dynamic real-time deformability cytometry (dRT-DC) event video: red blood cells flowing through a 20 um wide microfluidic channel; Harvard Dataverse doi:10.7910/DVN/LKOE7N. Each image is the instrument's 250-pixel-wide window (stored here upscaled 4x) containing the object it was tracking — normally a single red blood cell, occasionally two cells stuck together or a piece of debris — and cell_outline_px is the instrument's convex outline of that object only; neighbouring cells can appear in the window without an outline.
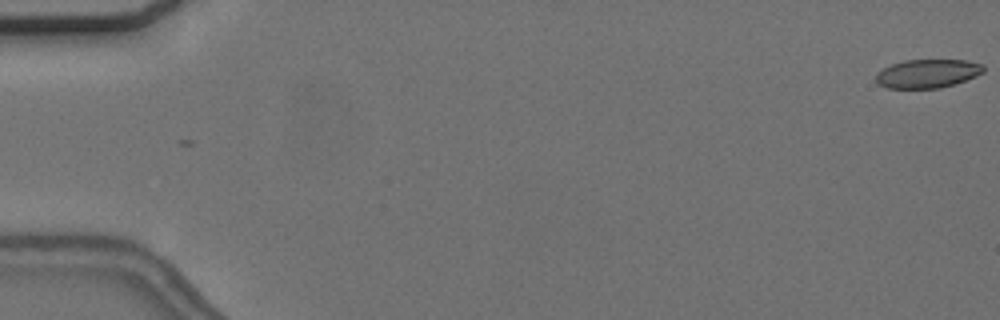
{"species": "common noctule bat (a hibernating species)", "species_latin": "Nyctalus noctula", "temperature_condition": "cold", "stored_images_in_passage": 53, "camera_frame_rate_fps": 3000, "um_per_image_px": 0.085, "animal": {"sex": "female", "body_mass_g": 24.6, "forearm_length_mm": 56.2}, "frame": {"image": 1, "passage_image": 1, "time_ms": 0.0, "image_size_px": [1000, 320], "cell_outline_px": [[984, 72], [976, 76], [940, 88], [888, 88], [880, 84], [876, 80], [876, 76], [884, 68], [892, 64], [904, 60], [964, 60], [984, 64]], "centroid_in_image_um": [78.87, 6.24], "position_along_channel_um": 6.1, "area_um2": 17.69}}
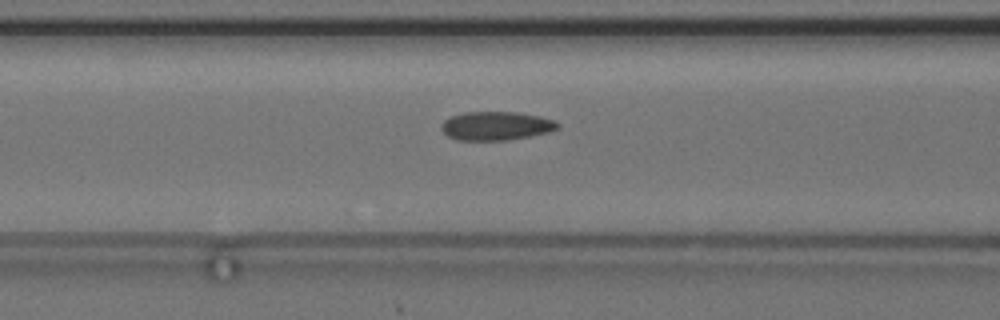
{"frame": {"image": 2, "passage_image": 24, "time_ms": 7.667, "image_size_px": [1000, 320], "cell_outline_px": [[560, 128], [548, 132], [508, 140], [456, 140], [448, 136], [440, 128], [440, 124], [444, 120], [452, 116], [464, 112], [516, 112], [540, 116], [552, 120], [560, 124]], "centroid_in_image_um": [42.15, 10.7], "position_along_channel_um": 124.5, "area_um2": 19.42}}
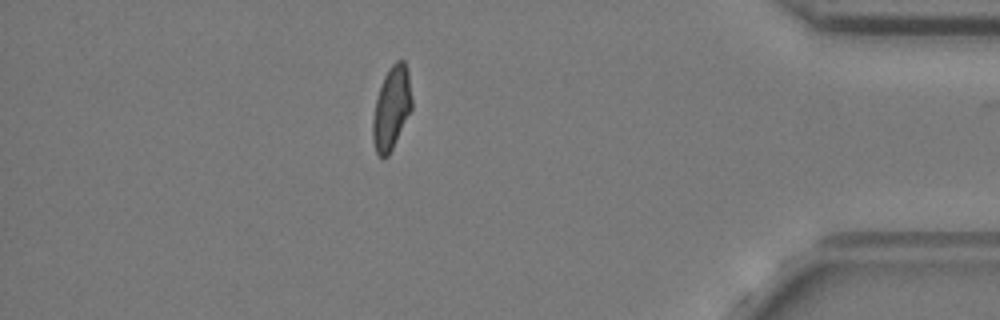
{"frame": {"image": 3, "passage_image": 50, "time_ms": 16.333, "image_size_px": [1000, 320], "cell_outline_px": [[412, 108], [388, 156], [380, 156], [376, 152], [372, 140], [372, 120], [376, 100], [384, 76], [388, 68], [396, 60], [404, 60], [408, 68], [412, 100]], "centroid_in_image_um": [33.28, 9.14], "position_along_channel_um": 401.9, "area_um2": 18.79}, "authors_computed_cell_mechanics": {"area_um2": 19.4208, "velocity_mm_per_s": 3.6623, "shape_relaxation_time_tau1_ms": null, "shape_relaxation_time_tau2_ms": 1.5405, "deformation_change_tau1": null, "deformation_change_tau2": 0.0827}}